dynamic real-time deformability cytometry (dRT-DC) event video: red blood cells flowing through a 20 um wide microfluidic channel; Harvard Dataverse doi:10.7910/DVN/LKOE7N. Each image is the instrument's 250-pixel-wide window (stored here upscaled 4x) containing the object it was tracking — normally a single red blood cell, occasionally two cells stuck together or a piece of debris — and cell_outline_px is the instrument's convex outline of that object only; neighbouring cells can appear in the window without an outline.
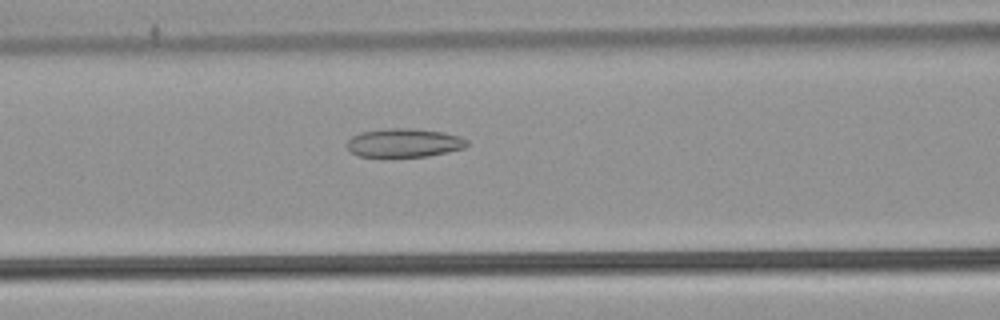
{"species": "common noctule bat (a hibernating species)", "species_latin": "Nyctalus noctula", "temperature_condition": "warm", "stored_images_in_passage": 53, "camera_frame_rate_fps": 3000, "um_per_image_px": 0.085, "animal": {"sex": "male", "body_mass_g": 21.5, "forearm_length_mm": 52.0}, "frame": {"image": 1, "passage_image": 23, "time_ms": 7.333, "image_size_px": [1000, 320], "cell_outline_px": [[468, 144], [464, 148], [448, 152], [428, 156], [360, 156], [352, 152], [348, 148], [348, 140], [352, 136], [360, 132], [388, 128], [416, 128], [444, 132], [460, 136], [468, 140]], "centroid_in_image_um": [34.39, 12.12], "position_along_channel_um": 132.2, "area_um2": 20.0}}
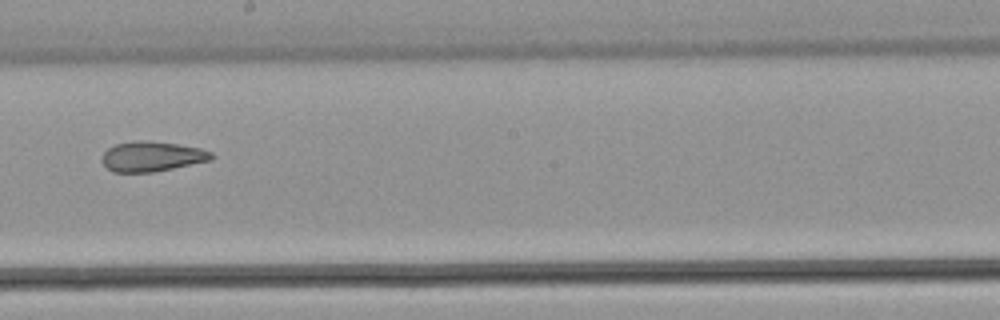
{"frame": {"image": 2, "passage_image": 31, "time_ms": 10.0, "image_size_px": [1000, 320], "cell_outline_px": [[216, 156], [212, 160], [152, 172], [112, 172], [100, 160], [100, 156], [108, 148], [116, 144], [132, 140], [144, 140], [176, 144], [200, 148], [212, 152]], "centroid_in_image_um": [12.89, 13.29], "position_along_channel_um": 235.3, "area_um2": 19.25}}
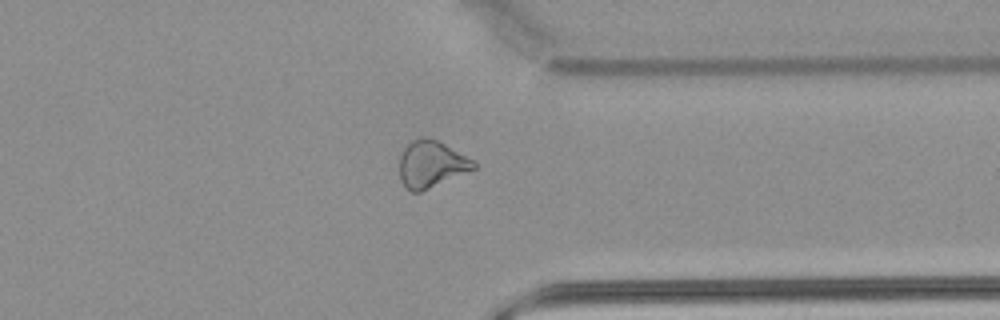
{"frame": {"image": 3, "passage_image": 42, "time_ms": 13.667, "image_size_px": [1000, 320], "cell_outline_px": [[476, 168], [420, 192], [412, 192], [404, 188], [400, 180], [400, 152], [412, 140], [424, 136], [436, 140], [444, 144], [472, 160], [476, 164]], "centroid_in_image_um": [36.6, 13.96], "position_along_channel_um": 374.8, "area_um2": 20.0}, "authors_computed_cell_mechanics": {"area_um2": 22.7732, "velocity_mm_per_s": 3.871, "shape_relaxation_time_tau1_ms": null, "shape_relaxation_time_tau2_ms": 3.8858, "deformation_change_tau1": null, "deformation_change_tau2": 0.1339}}